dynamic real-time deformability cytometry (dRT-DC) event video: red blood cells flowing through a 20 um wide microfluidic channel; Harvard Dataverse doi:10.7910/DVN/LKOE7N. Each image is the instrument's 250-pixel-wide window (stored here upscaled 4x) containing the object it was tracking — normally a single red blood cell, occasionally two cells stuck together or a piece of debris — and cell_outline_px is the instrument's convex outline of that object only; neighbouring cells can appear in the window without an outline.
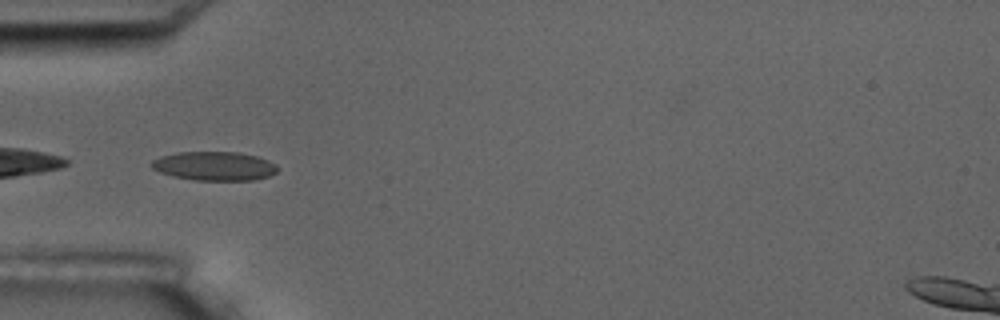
{"species": "common noctule bat (a hibernating species)", "species_latin": "Nyctalus noctula", "temperature_condition": "room temperature", "stored_images_in_passage": 5, "camera_frame_rate_fps": 3000, "um_per_image_px": 0.085, "animal": {"sex": "male", "body_mass_g": 17.5, "forearm_length_mm": 52.3}, "frame": {"image": 1, "passage_image": 4, "time_ms": 4.333, "image_size_px": [1000, 320], "cell_outline_px": [[276, 172], [268, 176], [252, 180], [196, 180], [172, 176], [160, 172], [152, 168], [148, 164], [152, 160], [160, 156], [180, 152], [240, 152], [256, 156], [268, 160], [276, 164]], "centroid_in_image_um": [18.18, 14.11], "position_along_channel_um": 66.8, "area_um2": 21.21}}